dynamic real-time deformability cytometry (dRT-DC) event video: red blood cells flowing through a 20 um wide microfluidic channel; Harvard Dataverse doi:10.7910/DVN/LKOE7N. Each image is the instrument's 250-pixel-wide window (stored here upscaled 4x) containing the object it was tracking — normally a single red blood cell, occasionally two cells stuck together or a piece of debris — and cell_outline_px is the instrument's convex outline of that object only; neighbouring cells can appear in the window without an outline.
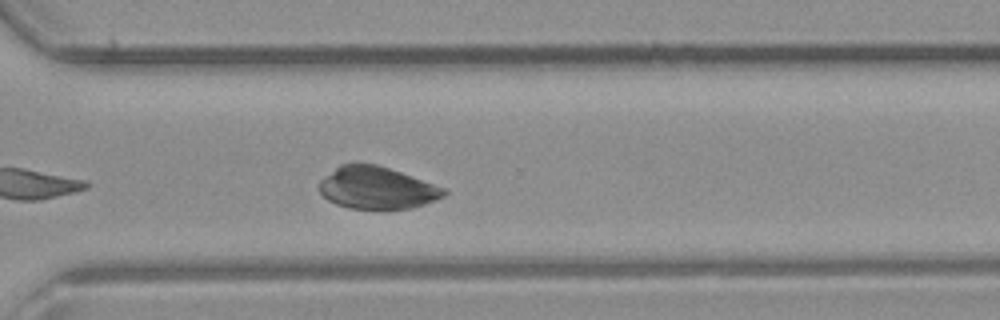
{"species": "common noctule bat (a hibernating species)", "species_latin": "Nyctalus noctula", "temperature_condition": "room temperature", "stored_images_in_passage": 38, "camera_frame_rate_fps": 3000, "um_per_image_px": 0.085, "animal": {"sex": "male", "body_mass_g": 23.1, "forearm_length_mm": 52.7}, "frame": {"image": 1, "passage_image": 27, "time_ms": 8.667, "image_size_px": [1000, 320], "cell_outline_px": [[448, 192], [444, 196], [424, 204], [412, 208], [348, 208], [336, 204], [328, 200], [320, 192], [320, 180], [324, 176], [340, 164], [376, 164], [448, 188]], "centroid_in_image_um": [32.05, 15.96], "position_along_channel_um": 338.5, "area_um2": 30.4}}